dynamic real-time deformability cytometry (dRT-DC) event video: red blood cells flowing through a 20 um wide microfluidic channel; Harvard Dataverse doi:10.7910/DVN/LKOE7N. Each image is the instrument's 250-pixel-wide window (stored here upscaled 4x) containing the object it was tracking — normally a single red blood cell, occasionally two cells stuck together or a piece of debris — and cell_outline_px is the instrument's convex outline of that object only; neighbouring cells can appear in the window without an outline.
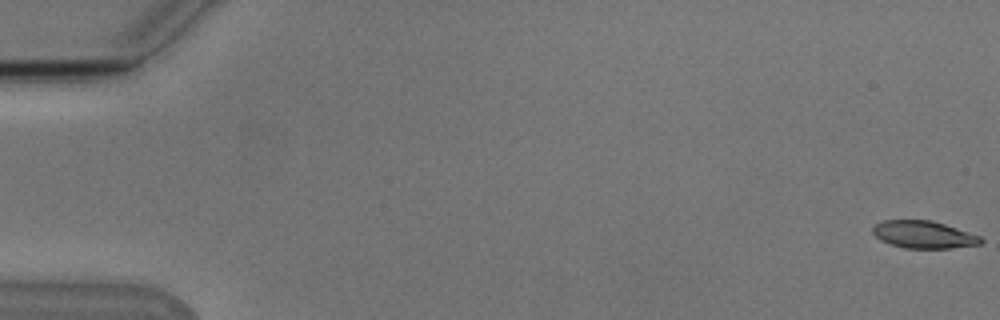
{"species": "Egyptian fruit bat (a non-hibernating species)", "species_latin": "Rousettus aegyptiacus", "temperature_condition": "cold", "stored_images_in_passage": 55, "camera_frame_rate_fps": 3000, "um_per_image_px": 0.085, "animal": {"sex": "male"}, "frame": {"image": 1, "passage_image": 1, "time_ms": 0.0, "image_size_px": [1000, 320], "cell_outline_px": [[984, 240], [980, 244], [952, 248], [904, 248], [880, 240], [872, 232], [872, 228], [876, 224], [884, 220], [932, 220], [980, 236]], "centroid_in_image_um": [78.51, 19.94], "position_along_channel_um": 6.5, "area_um2": 17.11}}
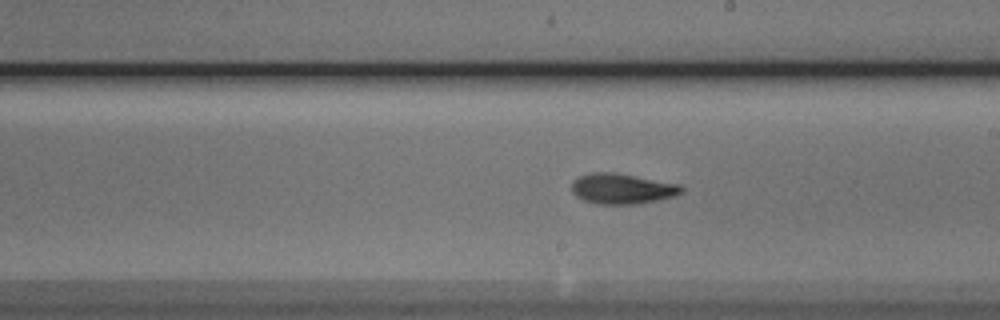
{"frame": {"image": 2, "passage_image": 32, "time_ms": 10.333, "image_size_px": [1000, 320], "cell_outline_px": [[684, 192], [676, 196], [636, 204], [596, 204], [584, 200], [576, 196], [572, 192], [572, 180], [580, 176], [592, 172], [612, 172], [680, 184], [684, 188]], "centroid_in_image_um": [52.88, 16.04], "position_along_channel_um": 236.1, "area_um2": 19.48}}
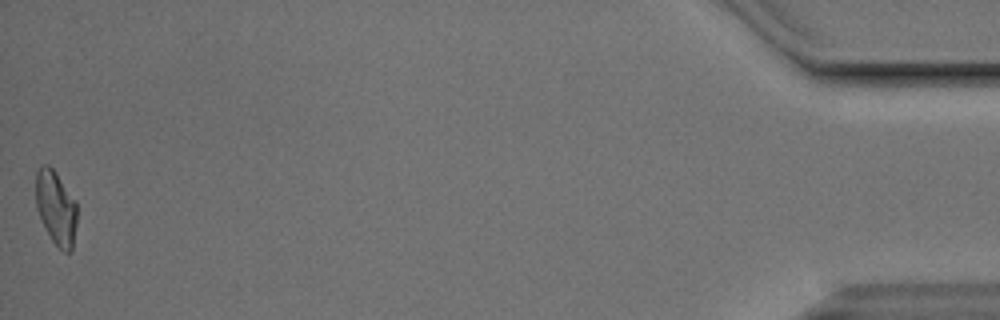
{"frame": {"image": 3, "passage_image": 55, "time_ms": 18.0, "image_size_px": [1000, 320], "cell_outline_px": [[76, 224], [72, 252], [64, 252], [52, 240], [36, 208], [36, 172], [40, 164], [48, 164], [56, 172], [76, 200]], "centroid_in_image_um": [4.76, 17.62], "position_along_channel_um": 430.4, "area_um2": 17.74}, "authors_computed_cell_mechanics": {"area_um2": 18.2648, "velocity_mm_per_s": 3.785, "shape_relaxation_time_tau1_ms": 6.1435, "shape_relaxation_time_tau2_ms": 7.0075, "deformation_change_tau1": 0.1543, "deformation_change_tau2": 0.1524}}